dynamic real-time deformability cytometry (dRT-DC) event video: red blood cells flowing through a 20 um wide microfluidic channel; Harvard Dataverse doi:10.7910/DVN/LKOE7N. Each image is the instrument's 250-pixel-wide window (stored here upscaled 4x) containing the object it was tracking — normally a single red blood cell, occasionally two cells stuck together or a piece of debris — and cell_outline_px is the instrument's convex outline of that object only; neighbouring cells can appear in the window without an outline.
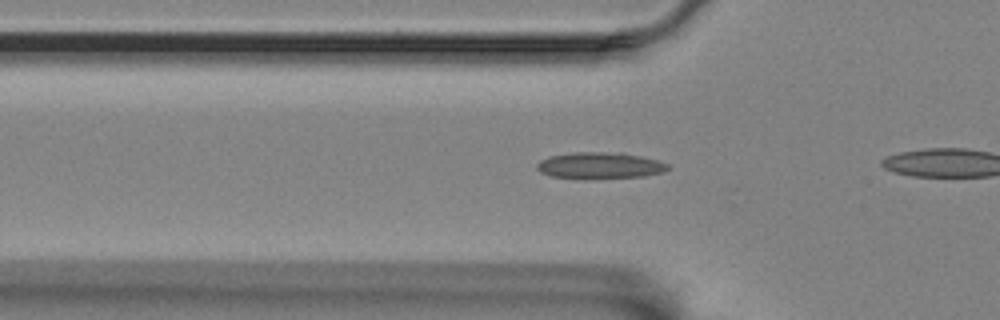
{"species": "Egyptian fruit bat (a non-hibernating species)", "species_latin": "Rousettus aegyptiacus", "temperature_condition": "room temperature", "stored_images_in_passage": 31, "camera_frame_rate_fps": 3000, "um_per_image_px": 0.085, "animal": {"sex": "female"}, "frame": {"image": 1, "passage_image": 4, "time_ms": 1.0, "image_size_px": [1000, 320], "cell_outline_px": [[668, 168], [664, 172], [644, 176], [588, 180], [580, 180], [552, 176], [540, 172], [536, 168], [536, 164], [540, 160], [548, 156], [572, 152], [624, 152], [656, 160], [668, 164]], "centroid_in_image_um": [50.94, 14.08], "position_along_channel_um": 74.9, "area_um2": 20.75}}
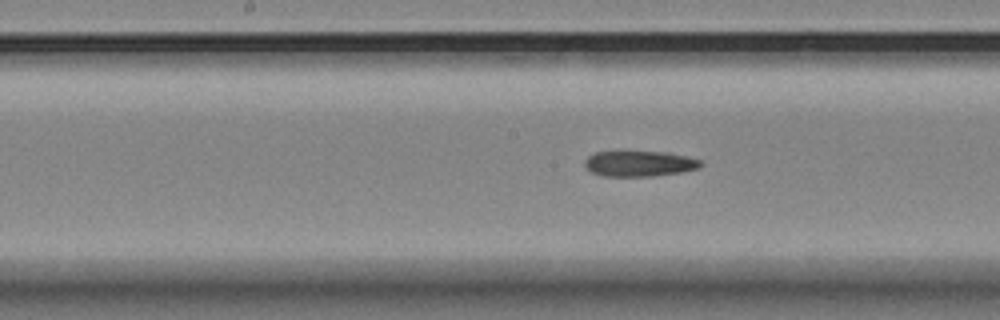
{"frame": {"image": 2, "passage_image": 14, "time_ms": 4.333, "image_size_px": [1000, 320], "cell_outline_px": [[704, 164], [700, 168], [680, 172], [652, 176], [604, 176], [592, 172], [584, 164], [584, 160], [592, 152], [668, 152], [700, 160]], "centroid_in_image_um": [54.35, 13.91], "position_along_channel_um": 193.9, "area_um2": 17.17}}
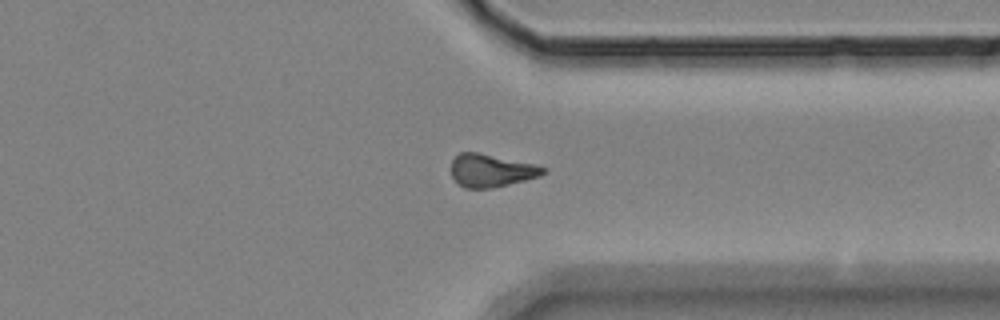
{"frame": {"image": 3, "passage_image": 29, "time_ms": 9.333, "image_size_px": [1000, 320], "cell_outline_px": [[548, 172], [540, 176], [492, 188], [464, 188], [452, 176], [452, 160], [460, 152], [476, 152], [536, 164], [548, 168]], "centroid_in_image_um": [41.79, 14.49], "position_along_channel_um": 369.6, "area_um2": 17.51}}